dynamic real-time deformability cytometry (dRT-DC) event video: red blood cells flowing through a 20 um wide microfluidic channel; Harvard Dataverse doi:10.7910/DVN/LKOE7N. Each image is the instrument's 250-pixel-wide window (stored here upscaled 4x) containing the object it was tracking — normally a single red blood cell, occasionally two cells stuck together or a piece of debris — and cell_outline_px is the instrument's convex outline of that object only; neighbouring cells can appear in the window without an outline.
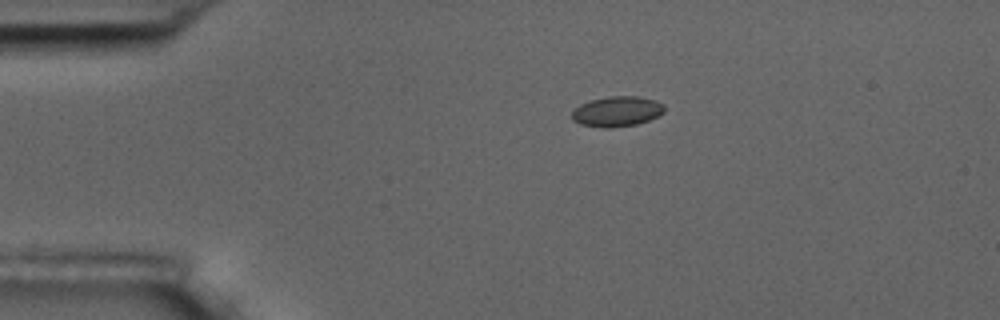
{"species": "common noctule bat (a hibernating species)", "species_latin": "Nyctalus noctula", "temperature_condition": "room temperature", "stored_images_in_passage": 3, "camera_frame_rate_fps": 3000, "um_per_image_px": 0.085, "animal": {"sex": "male", "body_mass_g": 17.5, "forearm_length_mm": 52.3}, "frame": {"image": 1, "passage_image": 1, "time_ms": 0.0, "image_size_px": [1000, 320], "cell_outline_px": [[664, 112], [648, 120], [636, 124], [612, 128], [604, 128], [580, 124], [572, 120], [572, 112], [580, 104], [592, 100], [608, 96], [636, 96], [656, 100], [664, 104]], "centroid_in_image_um": [52.44, 9.47], "position_along_channel_um": 32.6, "area_um2": 16.24}}
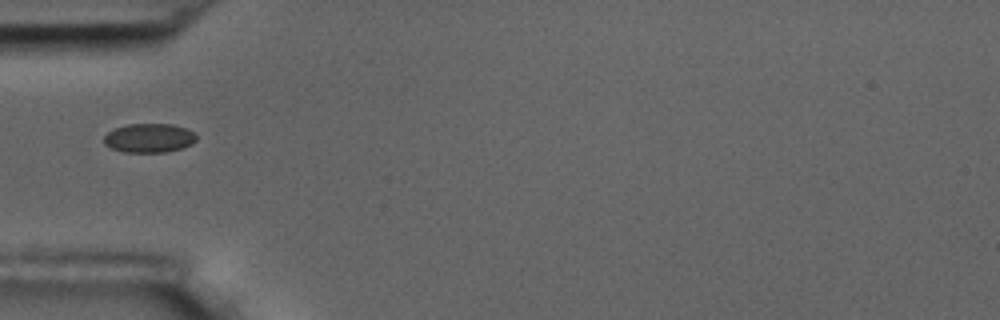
{"frame": {"image": 2, "passage_image": 3, "time_ms": 2.333, "image_size_px": [1000, 320], "cell_outline_px": [[196, 140], [192, 144], [180, 148], [164, 152], [124, 152], [112, 148], [104, 144], [104, 136], [108, 132], [116, 128], [128, 124], [172, 124], [184, 128], [192, 132], [196, 136]], "centroid_in_image_um": [12.66, 11.73], "position_along_channel_um": 72.3, "area_um2": 15.43}}